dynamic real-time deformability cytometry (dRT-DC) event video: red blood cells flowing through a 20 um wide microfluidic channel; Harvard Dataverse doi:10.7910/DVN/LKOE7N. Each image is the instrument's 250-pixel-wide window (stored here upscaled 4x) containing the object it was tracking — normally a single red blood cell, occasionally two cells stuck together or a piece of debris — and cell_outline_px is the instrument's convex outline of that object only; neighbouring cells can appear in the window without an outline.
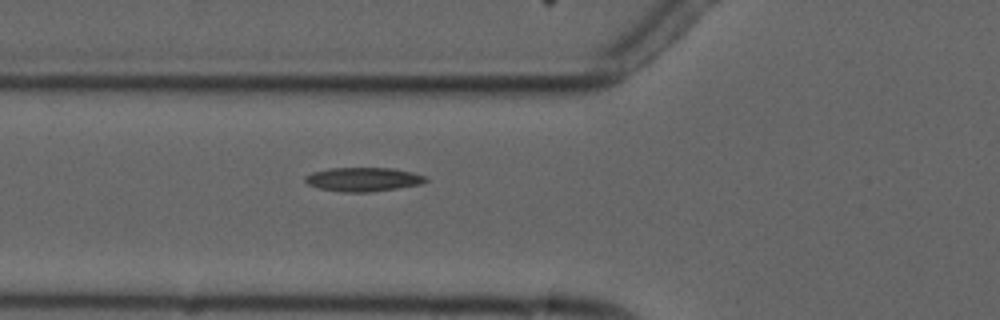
{"species": "common noctule bat (a hibernating species)", "species_latin": "Nyctalus noctula", "temperature_condition": "cold", "stored_images_in_passage": 3, "camera_frame_rate_fps": 3000, "um_per_image_px": 0.085, "animal": {"sex": "male", "forearm_length_mm": 52.5}, "frame": {"image": 1, "passage_image": 3, "time_ms": 3.0, "image_size_px": [1000, 320], "cell_outline_px": [[428, 180], [420, 184], [396, 188], [368, 192], [340, 192], [320, 188], [308, 184], [304, 180], [304, 176], [312, 172], [328, 168], [392, 168], [412, 172], [424, 176]], "centroid_in_image_um": [30.83, 15.24], "position_along_channel_um": 95.0, "area_um2": 16.7}}